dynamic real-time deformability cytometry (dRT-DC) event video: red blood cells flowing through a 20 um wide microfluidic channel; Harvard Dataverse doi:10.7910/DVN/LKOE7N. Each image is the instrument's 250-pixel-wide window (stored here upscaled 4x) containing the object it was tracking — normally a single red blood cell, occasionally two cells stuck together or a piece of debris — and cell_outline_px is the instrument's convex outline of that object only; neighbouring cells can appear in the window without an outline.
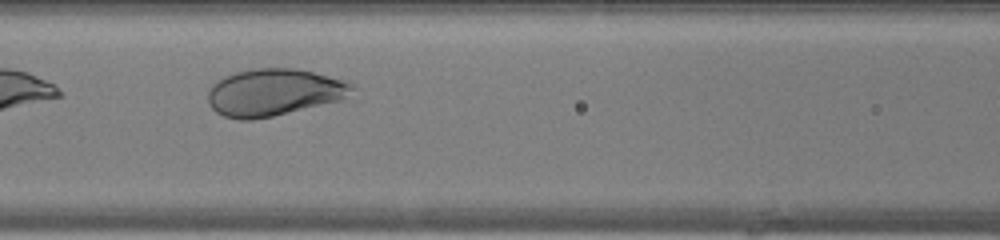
{"species": "human", "species_latin": "Homo sapiens", "temperature_condition": "warm", "stored_images_in_passage": 11, "camera_frame_rate_fps": 3000, "um_per_image_px": 0.085, "donor": {"sex": "female"}, "frame": {"image": 1, "passage_image": 11, "time_ms": 3.333, "image_size_px": [1000, 240], "cell_outline_px": [[356, 88], [340, 100], [272, 116], [252, 120], [240, 120], [224, 116], [216, 112], [208, 104], [208, 92], [212, 84], [224, 76], [236, 72], [256, 68], [296, 68], [348, 80], [356, 84]], "centroid_in_image_um": [23.29, 7.84], "position_along_channel_um": 143.3, "area_um2": 39.65}}